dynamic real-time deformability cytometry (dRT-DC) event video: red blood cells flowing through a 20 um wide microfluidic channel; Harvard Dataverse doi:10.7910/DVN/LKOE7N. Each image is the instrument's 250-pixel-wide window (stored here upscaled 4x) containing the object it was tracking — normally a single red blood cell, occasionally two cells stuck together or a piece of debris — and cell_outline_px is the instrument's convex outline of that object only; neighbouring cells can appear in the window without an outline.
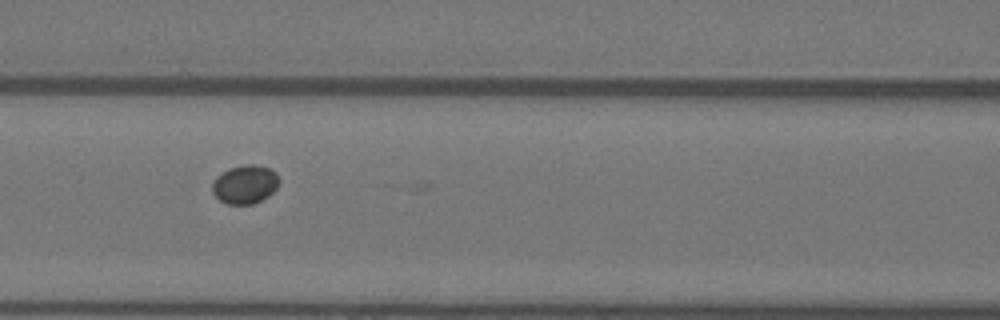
{"species": "Egyptian fruit bat (a non-hibernating species)", "species_latin": "Rousettus aegyptiacus", "temperature_condition": "warm", "stored_images_in_passage": 5, "camera_frame_rate_fps": 3000, "um_per_image_px": 0.085, "animal": {"sex": "female"}, "frame": {"image": 1, "passage_image": 3, "time_ms": 0.667, "image_size_px": [1000, 320], "cell_outline_px": [[280, 180], [276, 188], [268, 196], [252, 204], [228, 204], [220, 200], [212, 192], [212, 184], [216, 176], [228, 168], [244, 164], [256, 164], [272, 168], [276, 172]], "centroid_in_image_um": [20.83, 15.64], "position_along_channel_um": 145.8, "area_um2": 15.2}}